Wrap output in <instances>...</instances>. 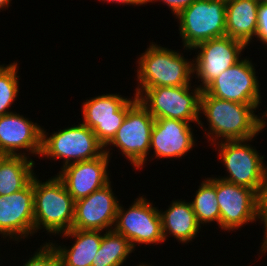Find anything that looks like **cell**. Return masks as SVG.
Returning <instances> with one entry per match:
<instances>
[{"instance_id":"7","label":"cell","mask_w":267,"mask_h":266,"mask_svg":"<svg viewBox=\"0 0 267 266\" xmlns=\"http://www.w3.org/2000/svg\"><path fill=\"white\" fill-rule=\"evenodd\" d=\"M104 152V146L98 141L93 130L83 123L54 131L50 135L42 128L40 156L54 161L63 159L61 168L95 159Z\"/></svg>"},{"instance_id":"25","label":"cell","mask_w":267,"mask_h":266,"mask_svg":"<svg viewBox=\"0 0 267 266\" xmlns=\"http://www.w3.org/2000/svg\"><path fill=\"white\" fill-rule=\"evenodd\" d=\"M18 64L16 61L0 66V116L14 112L10 108L20 93Z\"/></svg>"},{"instance_id":"31","label":"cell","mask_w":267,"mask_h":266,"mask_svg":"<svg viewBox=\"0 0 267 266\" xmlns=\"http://www.w3.org/2000/svg\"><path fill=\"white\" fill-rule=\"evenodd\" d=\"M12 0H0V9L5 10L9 7V4L11 3ZM7 7V8H6ZM0 10V12H1Z\"/></svg>"},{"instance_id":"16","label":"cell","mask_w":267,"mask_h":266,"mask_svg":"<svg viewBox=\"0 0 267 266\" xmlns=\"http://www.w3.org/2000/svg\"><path fill=\"white\" fill-rule=\"evenodd\" d=\"M111 182L89 196L75 201L72 229L112 230L115 225L119 200Z\"/></svg>"},{"instance_id":"9","label":"cell","mask_w":267,"mask_h":266,"mask_svg":"<svg viewBox=\"0 0 267 266\" xmlns=\"http://www.w3.org/2000/svg\"><path fill=\"white\" fill-rule=\"evenodd\" d=\"M159 208L150 200L139 196L124 209L119 203L114 230L123 235L134 250L140 244L150 245L164 243Z\"/></svg>"},{"instance_id":"26","label":"cell","mask_w":267,"mask_h":266,"mask_svg":"<svg viewBox=\"0 0 267 266\" xmlns=\"http://www.w3.org/2000/svg\"><path fill=\"white\" fill-rule=\"evenodd\" d=\"M49 242L38 248L22 266H59V257L56 249Z\"/></svg>"},{"instance_id":"20","label":"cell","mask_w":267,"mask_h":266,"mask_svg":"<svg viewBox=\"0 0 267 266\" xmlns=\"http://www.w3.org/2000/svg\"><path fill=\"white\" fill-rule=\"evenodd\" d=\"M164 240L169 235L180 243H191L200 232L201 226L198 224L191 202L186 200H172L168 209H159Z\"/></svg>"},{"instance_id":"12","label":"cell","mask_w":267,"mask_h":266,"mask_svg":"<svg viewBox=\"0 0 267 266\" xmlns=\"http://www.w3.org/2000/svg\"><path fill=\"white\" fill-rule=\"evenodd\" d=\"M243 58L212 80L203 91L218 99L260 106L261 84L254 63L247 56Z\"/></svg>"},{"instance_id":"28","label":"cell","mask_w":267,"mask_h":266,"mask_svg":"<svg viewBox=\"0 0 267 266\" xmlns=\"http://www.w3.org/2000/svg\"><path fill=\"white\" fill-rule=\"evenodd\" d=\"M158 1L166 4L170 8L171 13L177 16L182 10L188 8L196 0H146V3H155Z\"/></svg>"},{"instance_id":"13","label":"cell","mask_w":267,"mask_h":266,"mask_svg":"<svg viewBox=\"0 0 267 266\" xmlns=\"http://www.w3.org/2000/svg\"><path fill=\"white\" fill-rule=\"evenodd\" d=\"M247 46L236 39L228 36L206 40L195 46L196 49L193 58L194 77L198 78L203 90L212 80L218 77L226 69L233 66L241 59V53H244ZM196 75V76H195Z\"/></svg>"},{"instance_id":"1","label":"cell","mask_w":267,"mask_h":266,"mask_svg":"<svg viewBox=\"0 0 267 266\" xmlns=\"http://www.w3.org/2000/svg\"><path fill=\"white\" fill-rule=\"evenodd\" d=\"M258 108L257 104H242L218 99L202 90L200 97V114H202L200 116L204 115L207 118L209 130L203 127L204 123L201 119L199 126L204 129V132L206 131L208 142H212L210 145L218 141L255 138L262 130L264 131L263 115L258 116L254 113Z\"/></svg>"},{"instance_id":"34","label":"cell","mask_w":267,"mask_h":266,"mask_svg":"<svg viewBox=\"0 0 267 266\" xmlns=\"http://www.w3.org/2000/svg\"><path fill=\"white\" fill-rule=\"evenodd\" d=\"M259 3H267V0H257Z\"/></svg>"},{"instance_id":"29","label":"cell","mask_w":267,"mask_h":266,"mask_svg":"<svg viewBox=\"0 0 267 266\" xmlns=\"http://www.w3.org/2000/svg\"><path fill=\"white\" fill-rule=\"evenodd\" d=\"M261 224H264V238L263 242L261 243L260 253L261 256L267 252V192L261 198V219L259 221Z\"/></svg>"},{"instance_id":"32","label":"cell","mask_w":267,"mask_h":266,"mask_svg":"<svg viewBox=\"0 0 267 266\" xmlns=\"http://www.w3.org/2000/svg\"><path fill=\"white\" fill-rule=\"evenodd\" d=\"M267 110L263 113V128L267 127Z\"/></svg>"},{"instance_id":"24","label":"cell","mask_w":267,"mask_h":266,"mask_svg":"<svg viewBox=\"0 0 267 266\" xmlns=\"http://www.w3.org/2000/svg\"><path fill=\"white\" fill-rule=\"evenodd\" d=\"M195 198L190 201L197 222L201 224L216 222L220 228V209L216 196V177H207L196 190Z\"/></svg>"},{"instance_id":"33","label":"cell","mask_w":267,"mask_h":266,"mask_svg":"<svg viewBox=\"0 0 267 266\" xmlns=\"http://www.w3.org/2000/svg\"><path fill=\"white\" fill-rule=\"evenodd\" d=\"M136 266H151V265H149V264H145V263H141V264L136 265Z\"/></svg>"},{"instance_id":"11","label":"cell","mask_w":267,"mask_h":266,"mask_svg":"<svg viewBox=\"0 0 267 266\" xmlns=\"http://www.w3.org/2000/svg\"><path fill=\"white\" fill-rule=\"evenodd\" d=\"M138 101L123 97L119 93L102 94L82 103L83 124L88 126L98 141L105 147L123 123L127 111Z\"/></svg>"},{"instance_id":"8","label":"cell","mask_w":267,"mask_h":266,"mask_svg":"<svg viewBox=\"0 0 267 266\" xmlns=\"http://www.w3.org/2000/svg\"><path fill=\"white\" fill-rule=\"evenodd\" d=\"M155 118L137 101L128 111L126 117L113 139L104 147L110 157L113 150L118 148L122 156L133 165V169H142L148 160L150 152L151 131ZM108 146L110 148H108Z\"/></svg>"},{"instance_id":"15","label":"cell","mask_w":267,"mask_h":266,"mask_svg":"<svg viewBox=\"0 0 267 266\" xmlns=\"http://www.w3.org/2000/svg\"><path fill=\"white\" fill-rule=\"evenodd\" d=\"M42 128L17 112L0 116V155L40 158Z\"/></svg>"},{"instance_id":"6","label":"cell","mask_w":267,"mask_h":266,"mask_svg":"<svg viewBox=\"0 0 267 266\" xmlns=\"http://www.w3.org/2000/svg\"><path fill=\"white\" fill-rule=\"evenodd\" d=\"M175 18L184 50L226 36V0H196Z\"/></svg>"},{"instance_id":"27","label":"cell","mask_w":267,"mask_h":266,"mask_svg":"<svg viewBox=\"0 0 267 266\" xmlns=\"http://www.w3.org/2000/svg\"><path fill=\"white\" fill-rule=\"evenodd\" d=\"M255 38L267 47V3L259 4L258 26Z\"/></svg>"},{"instance_id":"22","label":"cell","mask_w":267,"mask_h":266,"mask_svg":"<svg viewBox=\"0 0 267 266\" xmlns=\"http://www.w3.org/2000/svg\"><path fill=\"white\" fill-rule=\"evenodd\" d=\"M31 158L0 155V195H10L25 188L36 175Z\"/></svg>"},{"instance_id":"30","label":"cell","mask_w":267,"mask_h":266,"mask_svg":"<svg viewBox=\"0 0 267 266\" xmlns=\"http://www.w3.org/2000/svg\"><path fill=\"white\" fill-rule=\"evenodd\" d=\"M101 1V0H99ZM103 2H110V3H116V4H123V5H133V6H138V5H145L146 0H102Z\"/></svg>"},{"instance_id":"18","label":"cell","mask_w":267,"mask_h":266,"mask_svg":"<svg viewBox=\"0 0 267 266\" xmlns=\"http://www.w3.org/2000/svg\"><path fill=\"white\" fill-rule=\"evenodd\" d=\"M192 124L177 119H155L150 140L154 159L182 158L195 146Z\"/></svg>"},{"instance_id":"3","label":"cell","mask_w":267,"mask_h":266,"mask_svg":"<svg viewBox=\"0 0 267 266\" xmlns=\"http://www.w3.org/2000/svg\"><path fill=\"white\" fill-rule=\"evenodd\" d=\"M34 233L44 229L51 235H59L72 229L75 201L64 183L55 176L45 182L33 177Z\"/></svg>"},{"instance_id":"10","label":"cell","mask_w":267,"mask_h":266,"mask_svg":"<svg viewBox=\"0 0 267 266\" xmlns=\"http://www.w3.org/2000/svg\"><path fill=\"white\" fill-rule=\"evenodd\" d=\"M216 196L222 230H238L261 219V197L254 190L216 177Z\"/></svg>"},{"instance_id":"23","label":"cell","mask_w":267,"mask_h":266,"mask_svg":"<svg viewBox=\"0 0 267 266\" xmlns=\"http://www.w3.org/2000/svg\"><path fill=\"white\" fill-rule=\"evenodd\" d=\"M133 251L135 250L123 235L114 229L105 230L92 266H123Z\"/></svg>"},{"instance_id":"21","label":"cell","mask_w":267,"mask_h":266,"mask_svg":"<svg viewBox=\"0 0 267 266\" xmlns=\"http://www.w3.org/2000/svg\"><path fill=\"white\" fill-rule=\"evenodd\" d=\"M259 4L257 0H226V36L248 47L257 33Z\"/></svg>"},{"instance_id":"2","label":"cell","mask_w":267,"mask_h":266,"mask_svg":"<svg viewBox=\"0 0 267 266\" xmlns=\"http://www.w3.org/2000/svg\"><path fill=\"white\" fill-rule=\"evenodd\" d=\"M137 62L136 88L159 86L177 87L191 85L194 76L193 59L185 58L183 53L150 42Z\"/></svg>"},{"instance_id":"4","label":"cell","mask_w":267,"mask_h":266,"mask_svg":"<svg viewBox=\"0 0 267 266\" xmlns=\"http://www.w3.org/2000/svg\"><path fill=\"white\" fill-rule=\"evenodd\" d=\"M246 140L222 141L214 144L218 148V159L226 168L227 176L218 178L254 190L261 198L267 192V164L264 155ZM248 143V144H247Z\"/></svg>"},{"instance_id":"5","label":"cell","mask_w":267,"mask_h":266,"mask_svg":"<svg viewBox=\"0 0 267 266\" xmlns=\"http://www.w3.org/2000/svg\"><path fill=\"white\" fill-rule=\"evenodd\" d=\"M194 86L136 88L134 95L155 119L170 118L199 125L202 90L197 84Z\"/></svg>"},{"instance_id":"19","label":"cell","mask_w":267,"mask_h":266,"mask_svg":"<svg viewBox=\"0 0 267 266\" xmlns=\"http://www.w3.org/2000/svg\"><path fill=\"white\" fill-rule=\"evenodd\" d=\"M103 231L71 229L59 234L63 238L74 239V244L67 247L50 242L59 257V266H92L93 259L101 246ZM63 247H62V246Z\"/></svg>"},{"instance_id":"14","label":"cell","mask_w":267,"mask_h":266,"mask_svg":"<svg viewBox=\"0 0 267 266\" xmlns=\"http://www.w3.org/2000/svg\"><path fill=\"white\" fill-rule=\"evenodd\" d=\"M0 235L18 243L34 235L33 179L22 190L0 195Z\"/></svg>"},{"instance_id":"17","label":"cell","mask_w":267,"mask_h":266,"mask_svg":"<svg viewBox=\"0 0 267 266\" xmlns=\"http://www.w3.org/2000/svg\"><path fill=\"white\" fill-rule=\"evenodd\" d=\"M109 157L105 152L92 160L73 163L61 168L57 177L64 183L66 190L74 201L89 196L108 183Z\"/></svg>"}]
</instances>
